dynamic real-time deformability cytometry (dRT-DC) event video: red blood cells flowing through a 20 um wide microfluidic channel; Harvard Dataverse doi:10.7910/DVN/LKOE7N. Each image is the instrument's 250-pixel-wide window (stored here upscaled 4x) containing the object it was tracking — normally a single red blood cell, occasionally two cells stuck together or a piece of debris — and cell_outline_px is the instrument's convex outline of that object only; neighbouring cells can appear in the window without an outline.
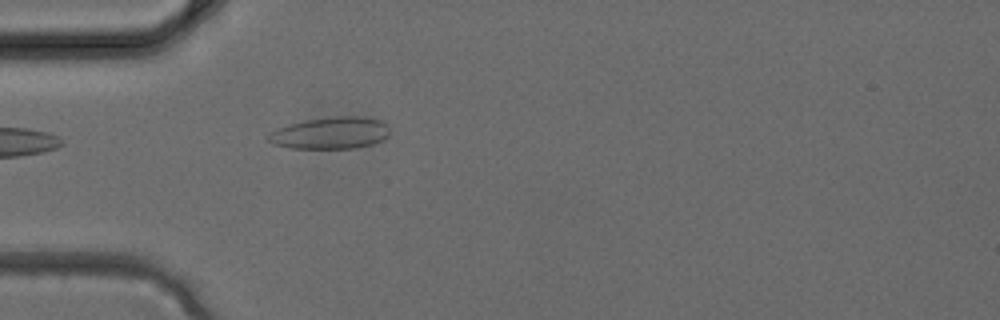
{"species": "common noctule bat (a hibernating species)", "species_latin": "Nyctalus noctula", "temperature_condition": "cold", "stored_images_in_passage": 3, "camera_frame_rate_fps": 3000, "um_per_image_px": 0.085, "animal": {"sex": "female", "body_mass_g": 24.6, "forearm_length_mm": 56.2}, "frame": {"image": 1, "passage_image": 3, "time_ms": 0.667, "image_size_px": [1000, 320], "cell_outline_px": [[388, 136], [384, 140], [372, 144], [356, 148], [292, 148], [272, 144], [268, 140], [268, 136], [272, 132], [288, 124], [304, 120], [336, 116], [368, 116], [384, 120], [388, 124]], "centroid_in_image_um": [28.17, 11.29], "position_along_channel_um": 56.8, "area_um2": 22.77}}